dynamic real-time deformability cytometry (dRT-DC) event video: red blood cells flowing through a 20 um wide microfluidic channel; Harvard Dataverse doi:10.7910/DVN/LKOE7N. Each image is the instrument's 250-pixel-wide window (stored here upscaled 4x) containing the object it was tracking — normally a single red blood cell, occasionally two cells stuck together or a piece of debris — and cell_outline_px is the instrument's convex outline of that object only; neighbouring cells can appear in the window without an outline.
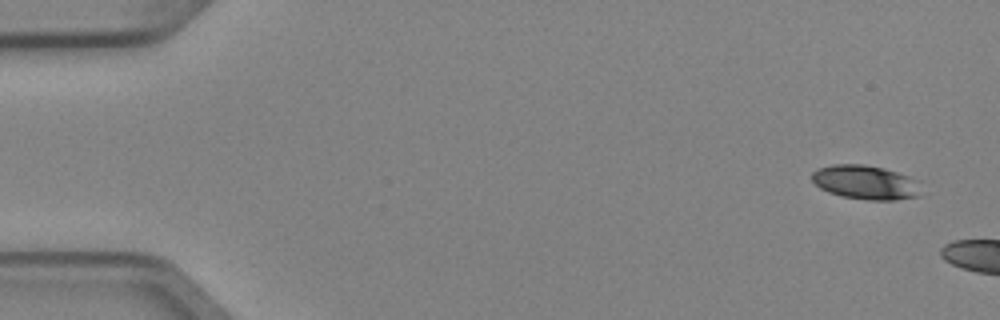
{"species": "Egyptian fruit bat (a non-hibernating species)", "species_latin": "Rousettus aegyptiacus", "temperature_condition": "cold", "stored_images_in_passage": 5, "camera_frame_rate_fps": 3000, "um_per_image_px": 0.085, "animal": {"sex": "female"}, "frame": {"image": 1, "passage_image": 1, "time_ms": 0.0, "image_size_px": [1000, 320], "cell_outline_px": [[920, 196], [896, 200], [868, 200], [840, 196], [828, 192], [820, 188], [812, 180], [812, 172], [816, 168], [832, 164], [864, 164], [884, 168], [908, 176], [916, 180]], "centroid_in_image_um": [73.52, 15.49], "position_along_channel_um": 11.5, "area_um2": 21.73}}